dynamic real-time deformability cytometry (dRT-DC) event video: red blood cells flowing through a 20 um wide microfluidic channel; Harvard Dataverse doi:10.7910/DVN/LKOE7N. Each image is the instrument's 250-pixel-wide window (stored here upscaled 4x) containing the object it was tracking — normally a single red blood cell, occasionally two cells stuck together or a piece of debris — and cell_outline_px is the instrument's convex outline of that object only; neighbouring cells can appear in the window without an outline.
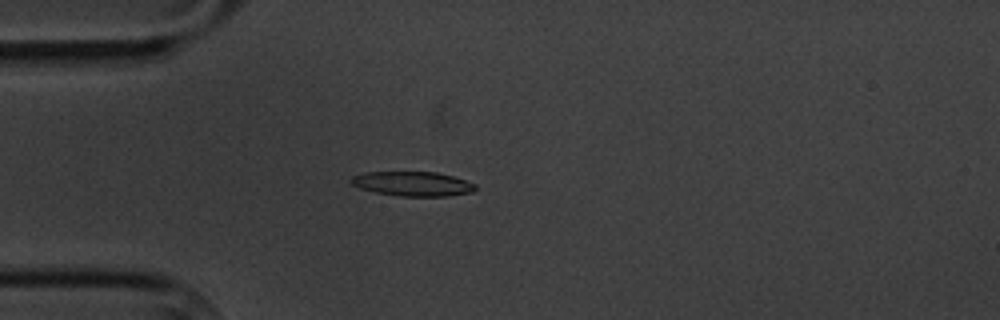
{"species": "common noctule bat (a hibernating species)", "species_latin": "Nyctalus noctula", "temperature_condition": "cold", "stored_images_in_passage": 5, "camera_frame_rate_fps": 3000, "um_per_image_px": 0.085, "animal": {"sex": "male", "body_mass_g": 20.1, "forearm_length_mm": 53.5}, "frame": {"image": 1, "passage_image": 4, "time_ms": 3.667, "image_size_px": [1000, 320], "cell_outline_px": [[476, 188], [472, 192], [448, 196], [400, 196], [376, 192], [360, 188], [352, 184], [348, 180], [352, 176], [364, 172], [436, 172], [452, 176], [476, 184]], "centroid_in_image_um": [35.05, 15.62], "position_along_channel_um": 49.9, "area_um2": 17.69}}